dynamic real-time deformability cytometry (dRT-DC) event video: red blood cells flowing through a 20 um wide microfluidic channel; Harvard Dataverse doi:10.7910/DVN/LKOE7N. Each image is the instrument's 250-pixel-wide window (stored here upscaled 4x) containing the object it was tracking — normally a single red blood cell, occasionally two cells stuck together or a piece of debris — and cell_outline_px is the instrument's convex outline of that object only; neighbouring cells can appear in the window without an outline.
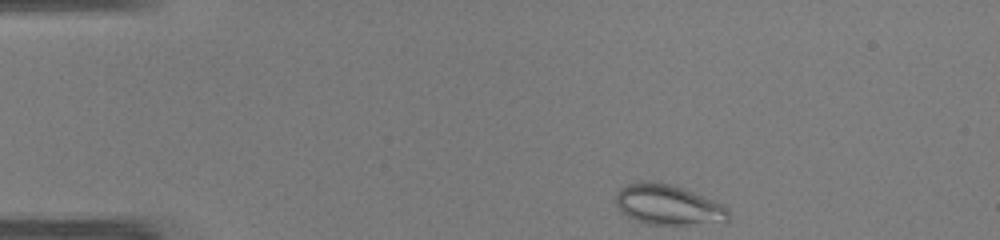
{"species": "common noctule bat (a hibernating species)", "species_latin": "Nyctalus noctula", "temperature_condition": "warm", "stored_images_in_passage": 41, "camera_frame_rate_fps": 3000, "um_per_image_px": 0.085, "animal": {"sex": "male", "body_mass_g": 19.0, "forearm_length_mm": 50.8}, "frame": {"image": 1, "passage_image": 1, "time_ms": 0.0, "image_size_px": [1000, 240], "cell_outline_px": [[732, 216], [728, 220], [684, 224], [648, 224], [636, 220], [620, 212], [616, 204], [616, 192], [620, 188], [628, 184], [640, 180], [648, 180], [668, 184], [692, 192], [712, 200], [728, 208]], "centroid_in_image_um": [56.72, 17.39], "position_along_channel_um": 28.3, "area_um2": 26.01}}
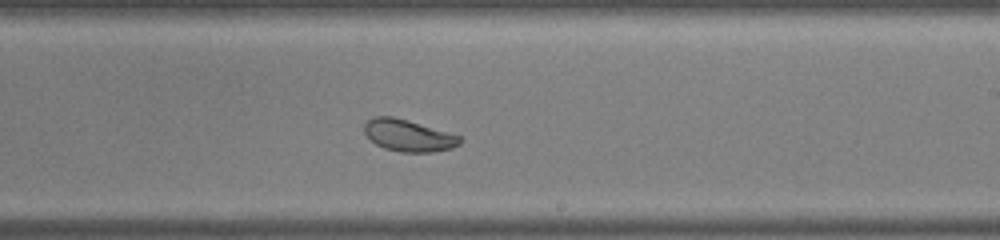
{"frame": {"image": 2, "passage_image": 22, "time_ms": 7.0, "image_size_px": [1000, 240], "cell_outline_px": [[464, 140], [460, 144], [452, 148], [432, 152], [400, 152], [384, 148], [376, 144], [364, 132], [364, 124], [372, 116], [392, 116], [408, 120], [460, 136]], "centroid_in_image_um": [34.72, 11.52], "position_along_channel_um": 254.3, "area_um2": 17.69}}
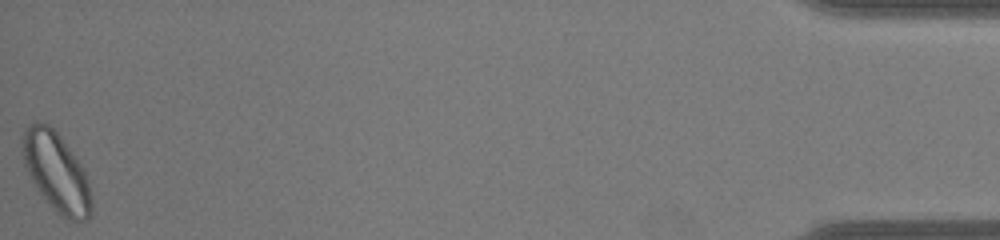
{"frame": {"image": 3, "passage_image": 41, "time_ms": 13.333, "image_size_px": [1000, 240], "cell_outline_px": [[92, 216], [88, 220], [68, 220], [56, 212], [40, 192], [32, 180], [24, 164], [20, 136], [36, 120], [48, 124], [60, 136], [80, 164], [88, 180], [92, 200]], "centroid_in_image_um": [4.8, 14.64], "position_along_channel_um": 430.4, "area_um2": 31.44}, "authors_computed_cell_mechanics": {"area_um2": 22.6576, "velocity_mm_per_s": 4.2049, "shape_relaxation_time_tau1_ms": null, "shape_relaxation_time_tau2_ms": 0.357, "deformation_change_tau1": null, "deformation_change_tau2": 0.0479}}